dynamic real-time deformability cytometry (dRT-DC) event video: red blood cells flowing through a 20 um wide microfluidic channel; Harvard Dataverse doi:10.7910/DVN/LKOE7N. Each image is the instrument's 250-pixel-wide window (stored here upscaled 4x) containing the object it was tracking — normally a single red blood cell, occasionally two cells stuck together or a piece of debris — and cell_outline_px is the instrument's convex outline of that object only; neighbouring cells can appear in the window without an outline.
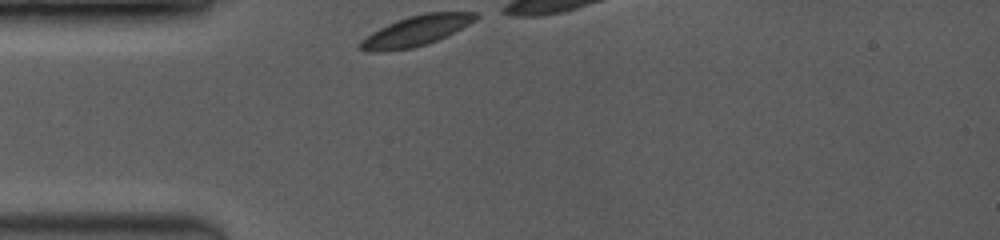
{"species": "common noctule bat (a hibernating species)", "species_latin": "Nyctalus noctula", "temperature_condition": "room temperature", "stored_images_in_passage": 7, "camera_frame_rate_fps": 3500, "um_per_image_px": 0.085, "animal": {"sex": "female", "body_mass_g": 19.0, "forearm_length_mm": 53.3}, "frame": {"image": 1, "passage_image": 1, "time_ms": 0.0, "image_size_px": [1000, 240], "cell_outline_px": [[480, 16], [476, 20], [428, 44], [412, 48], [384, 52], [368, 52], [360, 48], [356, 44], [360, 40], [372, 32], [396, 20], [408, 16], [428, 12], [476, 12]], "centroid_in_image_um": [35.31, 2.63], "position_along_channel_um": 49.7, "area_um2": 20.29}}
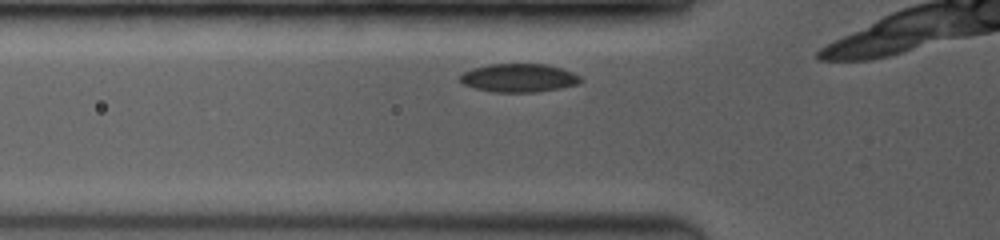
{"frame": {"image": 2, "passage_image": 3, "time_ms": 1.143, "image_size_px": [1000, 240], "cell_outline_px": [[584, 80], [580, 84], [560, 88], [536, 92], [492, 92], [476, 88], [464, 84], [460, 80], [460, 76], [464, 72], [472, 68], [488, 64], [544, 64], [560, 68], [572, 72], [580, 76]], "centroid_in_image_um": [44.13, 6.62], "position_along_channel_um": 81.7, "area_um2": 19.94}}
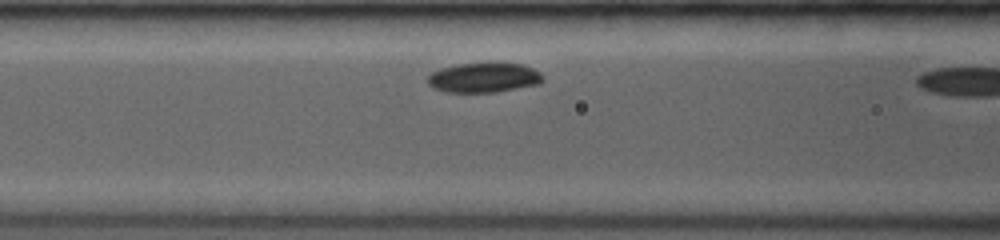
{"frame": {"image": 3, "passage_image": 5, "time_ms": 2.286, "image_size_px": [1000, 240], "cell_outline_px": [[544, 80], [540, 84], [496, 92], [448, 92], [432, 88], [428, 84], [428, 76], [432, 72], [440, 68], [460, 64], [496, 60], [520, 64], [532, 68], [540, 72], [544, 76]], "centroid_in_image_um": [41.16, 6.56], "position_along_channel_um": 125.4, "area_um2": 20.63}}